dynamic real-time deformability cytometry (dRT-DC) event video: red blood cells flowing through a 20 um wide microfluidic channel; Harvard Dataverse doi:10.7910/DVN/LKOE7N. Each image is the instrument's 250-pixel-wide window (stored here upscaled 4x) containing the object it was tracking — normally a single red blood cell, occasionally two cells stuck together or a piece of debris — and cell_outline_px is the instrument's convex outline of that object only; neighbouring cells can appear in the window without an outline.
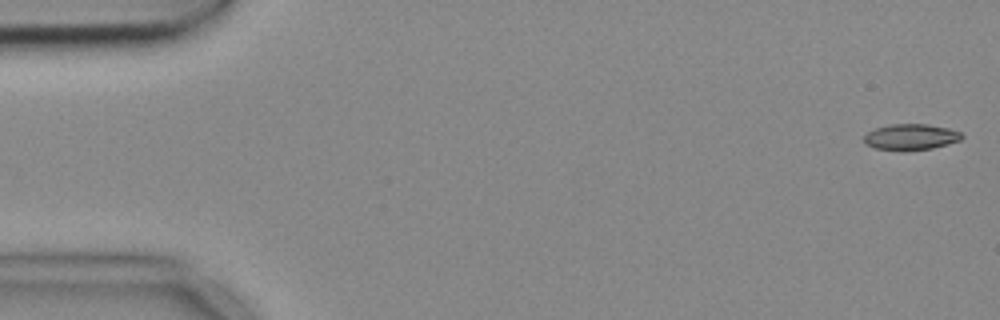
{"species": "common noctule bat (a hibernating species)", "species_latin": "Nyctalus noctula", "temperature_condition": "cold", "stored_images_in_passage": 5, "camera_frame_rate_fps": 3000, "um_per_image_px": 0.085, "animal": {"sex": "female", "body_mass_g": 18.4}, "frame": {"image": 1, "passage_image": 1, "time_ms": 0.0, "image_size_px": [1000, 320], "cell_outline_px": [[964, 136], [960, 140], [932, 148], [876, 148], [868, 144], [864, 140], [864, 136], [868, 132], [876, 128], [892, 124], [928, 124], [948, 128], [960, 132]], "centroid_in_image_um": [77.47, 11.59], "position_along_channel_um": 7.5, "area_um2": 13.99}}
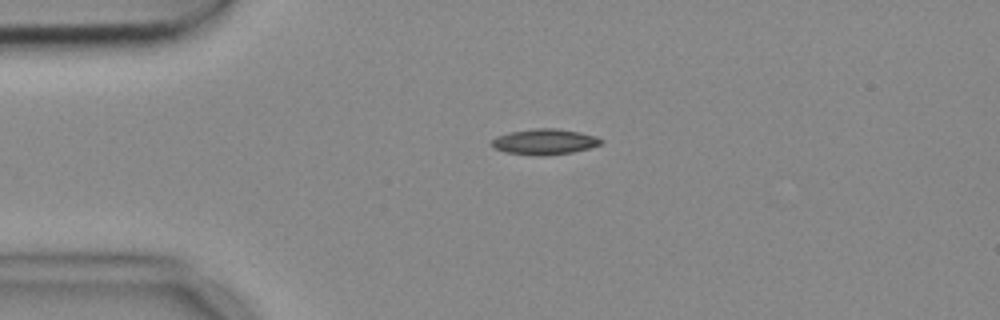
{"frame": {"image": 2, "passage_image": 4, "time_ms": 1.0, "image_size_px": [1000, 320], "cell_outline_px": [[604, 140], [600, 144], [588, 148], [572, 152], [540, 156], [536, 156], [504, 152], [488, 144], [496, 136], [508, 132], [536, 128], [556, 128], [580, 132], [596, 136]], "centroid_in_image_um": [46.25, 12.04], "position_along_channel_um": 38.8, "area_um2": 16.42}}